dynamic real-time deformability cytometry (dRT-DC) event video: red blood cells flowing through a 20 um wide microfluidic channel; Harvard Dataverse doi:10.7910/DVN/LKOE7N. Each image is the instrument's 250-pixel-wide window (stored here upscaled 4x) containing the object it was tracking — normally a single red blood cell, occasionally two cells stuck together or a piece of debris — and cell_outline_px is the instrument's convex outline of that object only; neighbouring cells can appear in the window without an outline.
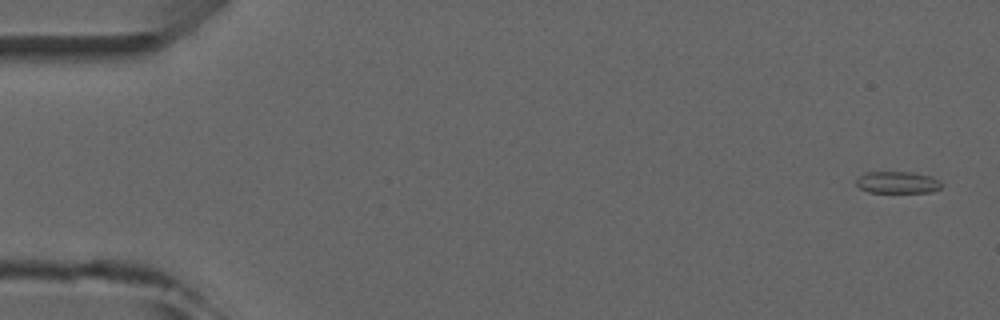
{"species": "common noctule bat (a hibernating species)", "species_latin": "Nyctalus noctula", "temperature_condition": "room temperature", "stored_images_in_passage": 7, "camera_frame_rate_fps": 3000, "um_per_image_px": 0.085, "animal": {"sex": "male", "forearm_length_mm": 52.5}, "frame": {"image": 1, "passage_image": 1, "time_ms": 0.0, "image_size_px": [1000, 320], "cell_outline_px": [[944, 184], [940, 188], [932, 192], [868, 192], [860, 188], [856, 184], [856, 180], [864, 172], [912, 172], [932, 176], [940, 180]], "centroid_in_image_um": [76.33, 15.5], "position_along_channel_um": 8.7, "area_um2": 10.98}}
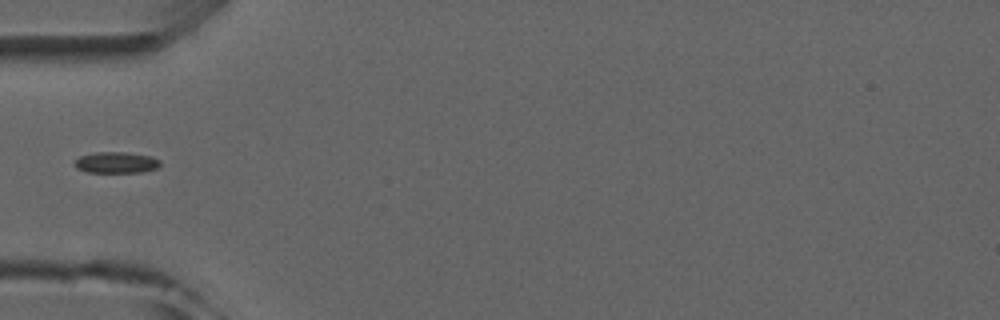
{"frame": {"image": 2, "passage_image": 5, "time_ms": 5.0, "image_size_px": [1000, 320], "cell_outline_px": [[160, 164], [156, 168], [140, 172], [88, 172], [76, 168], [72, 164], [80, 156], [96, 152], [128, 152], [152, 156], [160, 160]], "centroid_in_image_um": [9.86, 13.8], "position_along_channel_um": 75.1, "area_um2": 10.58}}
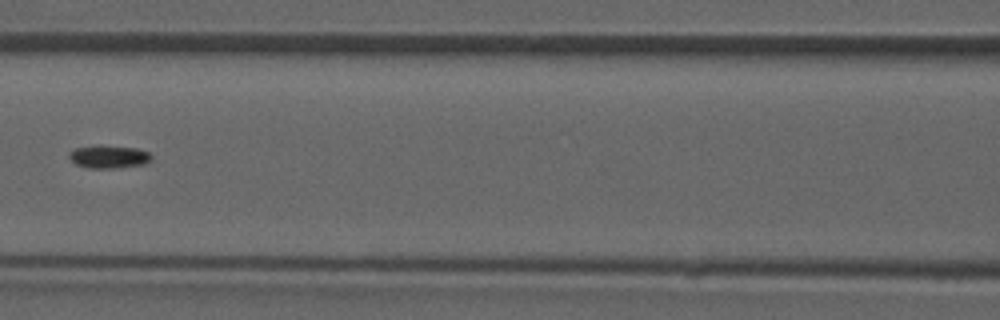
{"frame": {"image": 3, "passage_image": 7, "time_ms": 7.0, "image_size_px": [1000, 320], "cell_outline_px": [[152, 160], [144, 164], [120, 168], [88, 168], [76, 164], [68, 156], [68, 152], [76, 148], [100, 144], [136, 148], [148, 152], [152, 156]], "centroid_in_image_um": [9.25, 13.31], "position_along_channel_um": 157.3, "area_um2": 11.21}}